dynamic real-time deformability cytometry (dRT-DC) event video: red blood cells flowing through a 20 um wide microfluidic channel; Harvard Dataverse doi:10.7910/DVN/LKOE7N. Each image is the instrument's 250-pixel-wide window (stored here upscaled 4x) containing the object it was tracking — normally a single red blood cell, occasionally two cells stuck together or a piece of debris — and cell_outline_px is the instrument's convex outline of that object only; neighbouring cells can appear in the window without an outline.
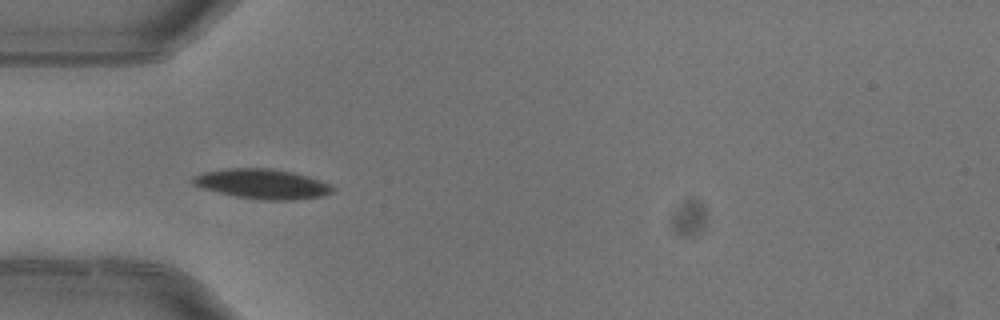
{"species": "common noctule bat (a hibernating species)", "species_latin": "Nyctalus noctula", "temperature_condition": "warm", "stored_images_in_passage": 3, "camera_frame_rate_fps": 3000, "um_per_image_px": 0.085, "animal": {"sex": "female"}, "frame": {"image": 1, "passage_image": 2, "time_ms": 0.333, "image_size_px": [1000, 320], "cell_outline_px": [[336, 188], [332, 192], [324, 196], [296, 200], [264, 200], [236, 196], [204, 188], [192, 184], [192, 176], [204, 172], [232, 168], [268, 168], [292, 172], [308, 176], [328, 184]], "centroid_in_image_um": [22.32, 15.64], "position_along_channel_um": 62.7, "area_um2": 24.04}}